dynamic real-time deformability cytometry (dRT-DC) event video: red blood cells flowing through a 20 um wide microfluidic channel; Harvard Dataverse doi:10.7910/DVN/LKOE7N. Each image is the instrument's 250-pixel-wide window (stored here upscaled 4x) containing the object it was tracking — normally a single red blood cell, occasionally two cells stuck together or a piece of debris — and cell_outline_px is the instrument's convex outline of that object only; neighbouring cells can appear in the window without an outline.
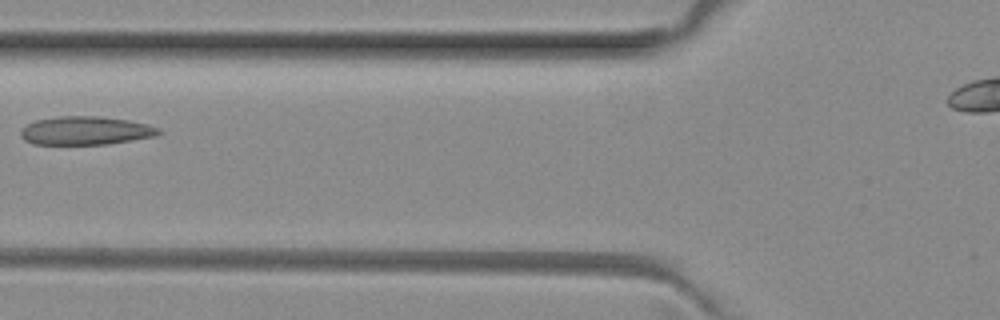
{"species": "common noctule bat (a hibernating species)", "species_latin": "Nyctalus noctula", "temperature_condition": "room temperature", "stored_images_in_passage": 7, "segment_of_instrument_passage": [1, 2], "camera_frame_rate_fps": 3000, "um_per_image_px": 0.085, "animal": {"sex": "female", "body_mass_g": 29.2, "forearm_length_mm": 56.3}, "frame": {"image": 1, "passage_image": 6, "time_ms": 1.667, "image_size_px": [1000, 320], "cell_outline_px": [[164, 132], [156, 136], [108, 144], [32, 144], [24, 140], [20, 136], [20, 128], [36, 120], [56, 116], [100, 116], [128, 120], [148, 124], [160, 128]], "centroid_in_image_um": [7.28, 11.1], "position_along_channel_um": 118.5, "area_um2": 23.12}}